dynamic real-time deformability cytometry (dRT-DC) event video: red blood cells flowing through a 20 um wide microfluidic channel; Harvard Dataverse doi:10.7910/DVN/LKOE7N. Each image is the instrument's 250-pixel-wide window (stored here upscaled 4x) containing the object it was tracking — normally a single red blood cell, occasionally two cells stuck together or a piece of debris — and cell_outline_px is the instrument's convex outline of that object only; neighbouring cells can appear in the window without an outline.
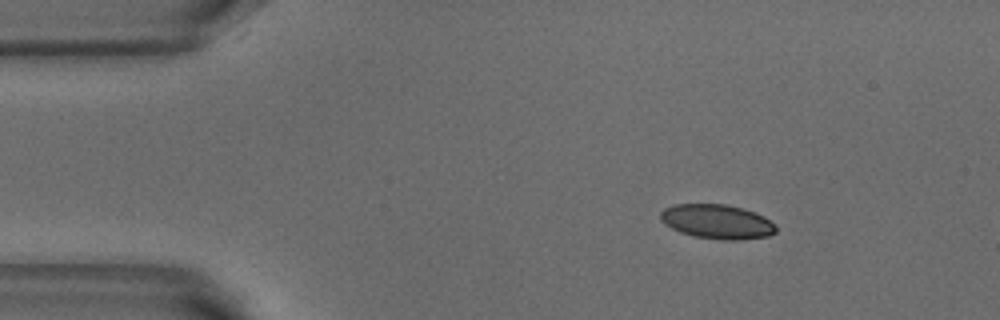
{"species": "common noctule bat (a hibernating species)", "species_latin": "Nyctalus noctula", "temperature_condition": "warm", "stored_images_in_passage": 4, "camera_frame_rate_fps": 3000, "um_per_image_px": 0.085, "animal": {"sex": "male", "body_mass_g": 18.8}, "frame": {"image": 1, "passage_image": 1, "time_ms": 0.0, "image_size_px": [1000, 320], "cell_outline_px": [[776, 232], [768, 236], [740, 240], [720, 240], [692, 236], [680, 232], [664, 224], [660, 220], [660, 212], [664, 208], [676, 204], [724, 204], [740, 208], [764, 216], [776, 224]], "centroid_in_image_um": [60.94, 18.85], "position_along_channel_um": 24.1, "area_um2": 23.24}}
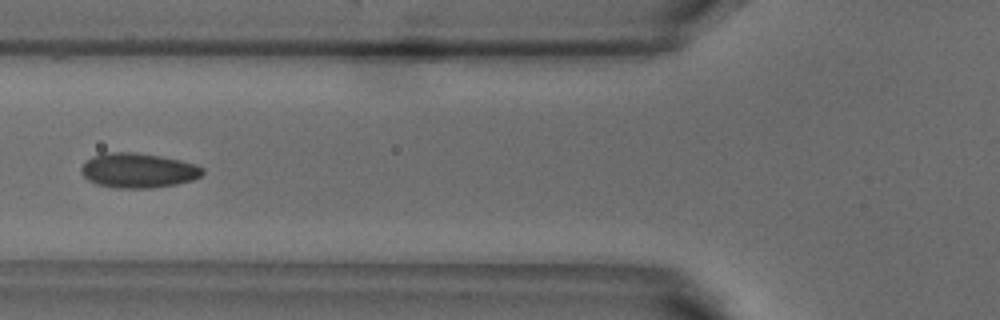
{"frame": {"image": 2, "passage_image": 4, "time_ms": 1.0, "image_size_px": [1000, 320], "cell_outline_px": [[204, 172], [200, 176], [192, 180], [176, 184], [152, 188], [116, 188], [96, 184], [88, 180], [80, 172], [80, 168], [92, 156], [104, 152], [136, 152], [160, 156], [180, 160], [196, 164], [204, 168]], "centroid_in_image_um": [11.74, 14.48], "position_along_channel_um": 114.1, "area_um2": 24.68}}